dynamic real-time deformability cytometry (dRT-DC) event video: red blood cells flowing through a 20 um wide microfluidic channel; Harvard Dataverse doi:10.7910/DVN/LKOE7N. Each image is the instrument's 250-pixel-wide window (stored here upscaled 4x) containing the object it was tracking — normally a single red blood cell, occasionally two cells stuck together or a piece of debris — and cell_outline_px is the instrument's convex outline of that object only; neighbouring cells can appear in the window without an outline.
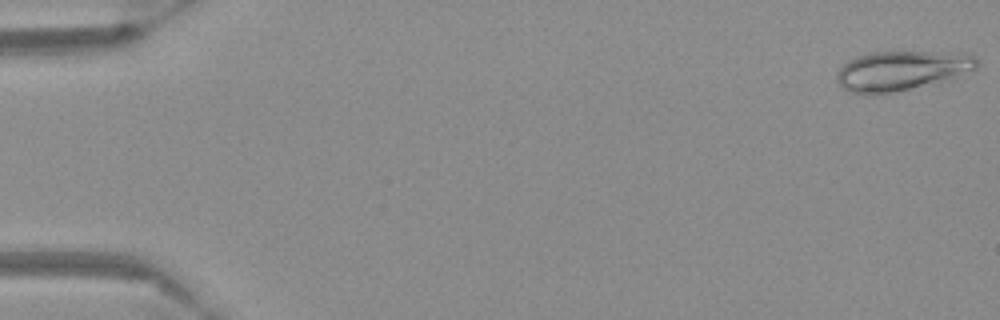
{"species": "Egyptian fruit bat (a non-hibernating species)", "species_latin": "Rousettus aegyptiacus", "temperature_condition": "warm", "stored_images_in_passage": 55, "camera_frame_rate_fps": 3000, "um_per_image_px": 0.085, "frame": {"image": 1, "passage_image": 1, "time_ms": 0.0, "image_size_px": [1000, 320], "cell_outline_px": [[980, 64], [976, 68], [952, 80], [872, 96], [852, 92], [844, 88], [836, 80], [836, 72], [848, 60], [856, 56], [872, 52], [892, 48], [968, 52]], "centroid_in_image_um": [76.69, 5.94], "position_along_channel_um": 8.3, "area_um2": 34.22}}
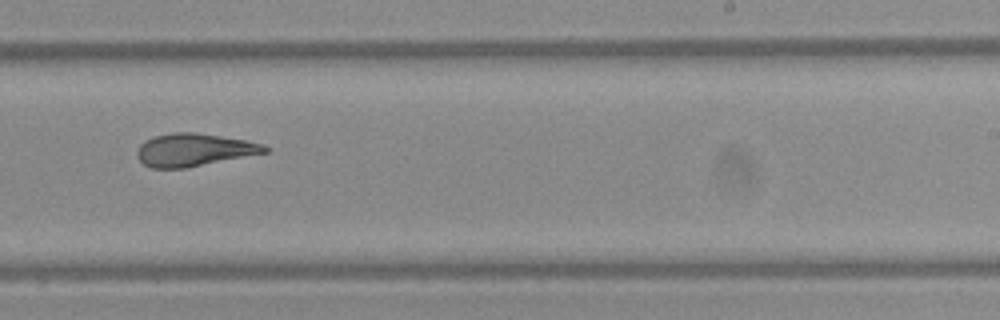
{"frame": {"image": 2, "passage_image": 35, "time_ms": 11.333, "image_size_px": [1000, 320], "cell_outline_px": [[268, 152], [184, 168], [152, 168], [144, 164], [136, 156], [136, 152], [140, 144], [144, 140], [156, 136], [172, 132], [192, 132], [248, 140], [264, 144], [268, 148]], "centroid_in_image_um": [16.47, 12.73], "position_along_channel_um": 272.5, "area_um2": 24.22}}
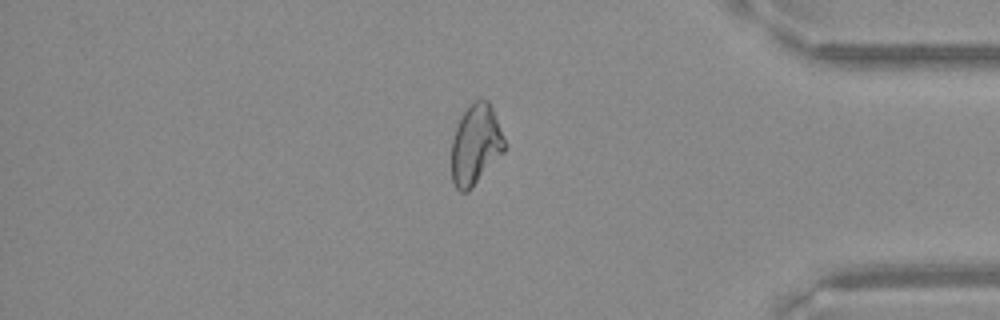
{"frame": {"image": 3, "passage_image": 47, "time_ms": 15.333, "image_size_px": [1000, 320], "cell_outline_px": [[504, 152], [472, 188], [468, 192], [460, 192], [456, 188], [452, 180], [452, 140], [456, 128], [468, 104], [472, 100], [480, 96], [488, 100], [492, 108], [504, 140]], "centroid_in_image_um": [40.41, 12.28], "position_along_channel_um": 394.8, "area_um2": 24.74}}